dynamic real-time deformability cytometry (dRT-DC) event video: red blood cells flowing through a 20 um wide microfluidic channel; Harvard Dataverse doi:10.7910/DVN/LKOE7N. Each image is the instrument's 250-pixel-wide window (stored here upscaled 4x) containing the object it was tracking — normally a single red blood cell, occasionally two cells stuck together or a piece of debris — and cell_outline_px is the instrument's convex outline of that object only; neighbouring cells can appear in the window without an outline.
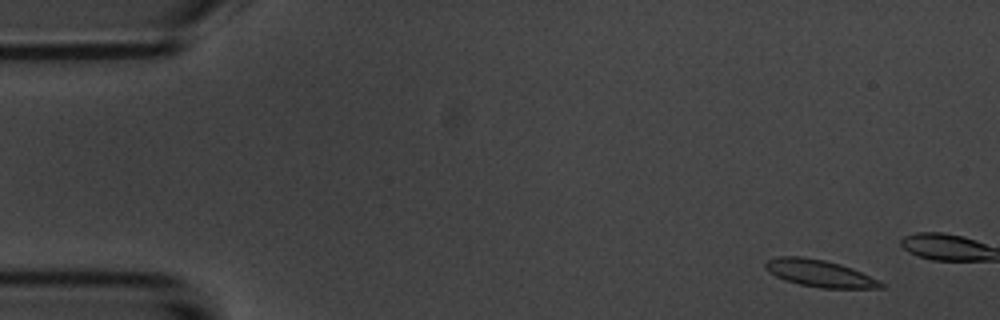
{"species": "common noctule bat (a hibernating species)", "species_latin": "Nyctalus noctula", "temperature_condition": "room temperature", "stored_images_in_passage": 4, "camera_frame_rate_fps": 3000, "um_per_image_px": 0.085, "animal": {"sex": "male", "body_mass_g": 20.1, "forearm_length_mm": 53.5}, "frame": {"image": 1, "passage_image": 1, "time_ms": 0.0, "image_size_px": [1000, 320], "cell_outline_px": [[884, 288], [820, 288], [800, 284], [784, 280], [768, 272], [764, 268], [764, 264], [768, 260], [776, 256], [800, 256], [824, 260], [840, 264], [852, 268], [880, 280], [884, 284]], "centroid_in_image_um": [69.65, 23.23], "position_along_channel_um": 15.3, "area_um2": 18.26}}